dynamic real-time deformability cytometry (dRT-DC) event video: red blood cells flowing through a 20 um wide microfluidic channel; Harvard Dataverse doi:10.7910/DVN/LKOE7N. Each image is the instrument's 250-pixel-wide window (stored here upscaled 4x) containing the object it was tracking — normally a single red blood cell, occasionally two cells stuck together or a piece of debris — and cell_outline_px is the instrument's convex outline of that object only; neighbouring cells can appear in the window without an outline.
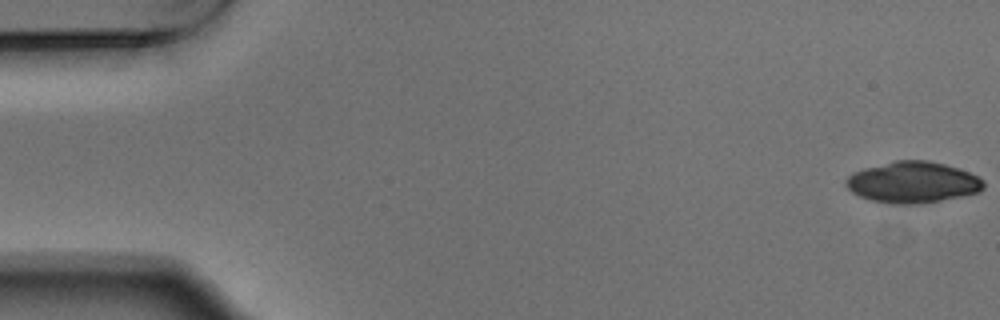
{"species": "Egyptian fruit bat (a non-hibernating species)", "species_latin": "Rousettus aegyptiacus", "temperature_condition": "warm", "stored_images_in_passage": 23, "camera_frame_rate_fps": 3000, "um_per_image_px": 0.085, "animal": {"sex": "male"}, "frame": {"image": 1, "passage_image": 1, "time_ms": 0.0, "image_size_px": [1000, 320], "cell_outline_px": [[984, 188], [980, 192], [964, 196], [920, 204], [892, 204], [872, 200], [860, 196], [852, 192], [848, 188], [844, 180], [848, 176], [864, 168], [896, 160], [928, 160], [944, 164], [968, 172], [984, 180]], "centroid_in_image_um": [77.6, 15.5], "position_along_channel_um": 7.4, "area_um2": 33.0}}